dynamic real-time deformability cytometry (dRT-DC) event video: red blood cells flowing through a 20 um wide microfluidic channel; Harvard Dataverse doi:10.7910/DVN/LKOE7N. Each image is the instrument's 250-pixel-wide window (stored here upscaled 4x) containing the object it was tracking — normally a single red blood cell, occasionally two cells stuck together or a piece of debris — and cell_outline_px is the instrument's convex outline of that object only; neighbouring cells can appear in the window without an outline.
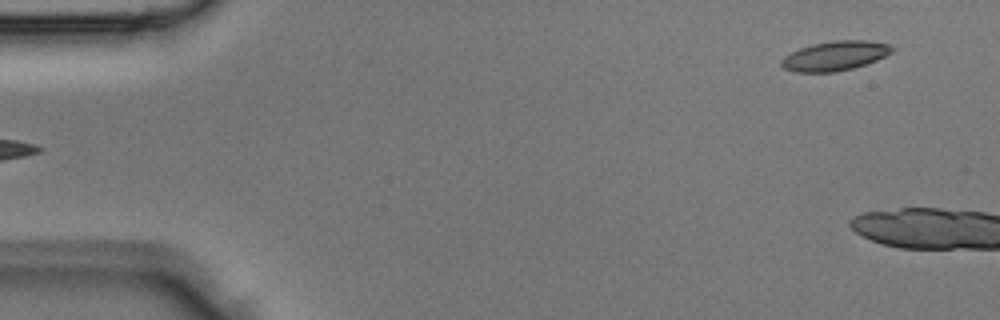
{"species": "Egyptian fruit bat (a non-hibernating species)", "species_latin": "Rousettus aegyptiacus", "temperature_condition": "room temperature", "stored_images_in_passage": 4, "segment_of_instrument_passage": [2, 2], "camera_frame_rate_fps": 3000, "um_per_image_px": 0.085, "animal": {"sex": "male"}, "frame": {"image": 1, "passage_image": 4, "time_ms": 1.0, "image_size_px": [1000, 320], "cell_outline_px": [[896, 48], [892, 52], [876, 60], [852, 68], [836, 72], [792, 72], [784, 68], [780, 64], [780, 60], [784, 56], [800, 48], [812, 44], [832, 40], [868, 40], [888, 44]], "centroid_in_image_um": [70.95, 4.74], "position_along_channel_um": 14.0, "area_um2": 19.07}}